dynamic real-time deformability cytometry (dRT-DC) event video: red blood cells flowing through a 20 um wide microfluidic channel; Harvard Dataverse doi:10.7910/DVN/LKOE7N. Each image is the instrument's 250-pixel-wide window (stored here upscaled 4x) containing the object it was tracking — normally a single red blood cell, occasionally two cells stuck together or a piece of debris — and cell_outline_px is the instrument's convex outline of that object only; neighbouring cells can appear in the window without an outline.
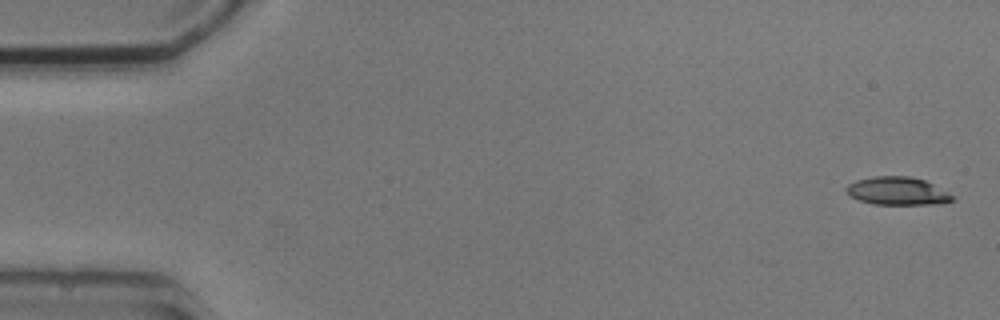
{"species": "common noctule bat (a hibernating species)", "species_latin": "Nyctalus noctula", "temperature_condition": "cold", "stored_images_in_passage": 4, "camera_frame_rate_fps": 3000, "um_per_image_px": 0.085, "animal": {"sex": "male", "body_mass_g": 20.5, "forearm_length_mm": 52.5}, "frame": {"image": 1, "passage_image": 1, "time_ms": 0.0, "image_size_px": [1000, 320], "cell_outline_px": [[956, 200], [936, 204], [872, 204], [848, 196], [844, 188], [848, 184], [856, 180], [872, 176], [908, 176], [924, 180], [956, 196]], "centroid_in_image_um": [76.26, 16.24], "position_along_channel_um": 8.7, "area_um2": 17.46}}
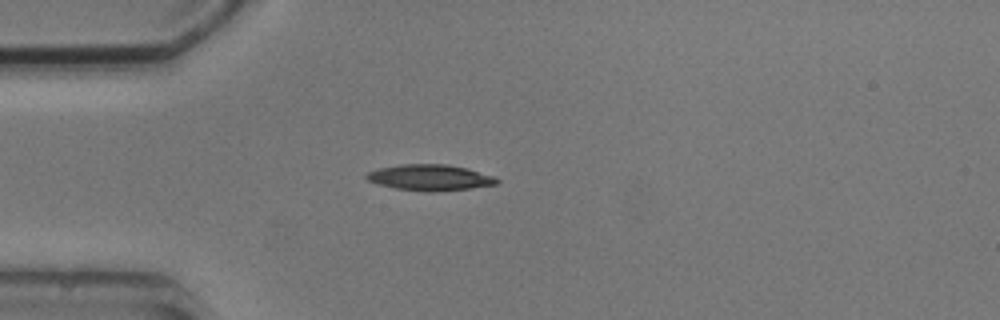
{"frame": {"image": 2, "passage_image": 4, "time_ms": 4.333, "image_size_px": [1000, 320], "cell_outline_px": [[500, 180], [496, 184], [468, 188], [432, 192], [424, 192], [396, 188], [376, 184], [368, 180], [364, 176], [368, 172], [380, 168], [400, 164], [448, 164], [468, 168], [496, 176]], "centroid_in_image_um": [36.56, 15.08], "position_along_channel_um": 48.4, "area_um2": 19.83}}